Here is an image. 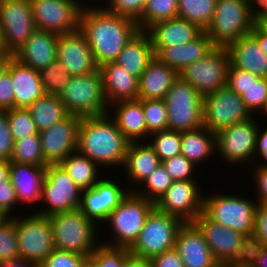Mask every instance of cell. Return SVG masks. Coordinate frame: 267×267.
Wrapping results in <instances>:
<instances>
[{"instance_id": "obj_1", "label": "cell", "mask_w": 267, "mask_h": 267, "mask_svg": "<svg viewBox=\"0 0 267 267\" xmlns=\"http://www.w3.org/2000/svg\"><path fill=\"white\" fill-rule=\"evenodd\" d=\"M79 30L86 37L98 67L114 62L125 45L140 31L135 20L106 11L102 3L100 6L90 4L89 7L83 4Z\"/></svg>"}, {"instance_id": "obj_2", "label": "cell", "mask_w": 267, "mask_h": 267, "mask_svg": "<svg viewBox=\"0 0 267 267\" xmlns=\"http://www.w3.org/2000/svg\"><path fill=\"white\" fill-rule=\"evenodd\" d=\"M129 144L130 141L117 128L108 113L82 117L78 129L77 150L100 167H122Z\"/></svg>"}, {"instance_id": "obj_3", "label": "cell", "mask_w": 267, "mask_h": 267, "mask_svg": "<svg viewBox=\"0 0 267 267\" xmlns=\"http://www.w3.org/2000/svg\"><path fill=\"white\" fill-rule=\"evenodd\" d=\"M49 218L55 249L78 253L90 258L94 249L99 245L96 237L98 225L88 219L80 209L56 213Z\"/></svg>"}, {"instance_id": "obj_4", "label": "cell", "mask_w": 267, "mask_h": 267, "mask_svg": "<svg viewBox=\"0 0 267 267\" xmlns=\"http://www.w3.org/2000/svg\"><path fill=\"white\" fill-rule=\"evenodd\" d=\"M155 207V203L138 195L135 191H129L120 204L109 214L103 223L111 226L113 231L112 241H103L105 245L112 247L130 248L137 240L143 229L147 215Z\"/></svg>"}, {"instance_id": "obj_5", "label": "cell", "mask_w": 267, "mask_h": 267, "mask_svg": "<svg viewBox=\"0 0 267 267\" xmlns=\"http://www.w3.org/2000/svg\"><path fill=\"white\" fill-rule=\"evenodd\" d=\"M58 96L70 115L91 117L108 113L109 105L99 68L90 74L71 76Z\"/></svg>"}, {"instance_id": "obj_6", "label": "cell", "mask_w": 267, "mask_h": 267, "mask_svg": "<svg viewBox=\"0 0 267 267\" xmlns=\"http://www.w3.org/2000/svg\"><path fill=\"white\" fill-rule=\"evenodd\" d=\"M184 222L154 207L147 215L142 231L129 248L131 256L150 259L174 248L177 233Z\"/></svg>"}, {"instance_id": "obj_7", "label": "cell", "mask_w": 267, "mask_h": 267, "mask_svg": "<svg viewBox=\"0 0 267 267\" xmlns=\"http://www.w3.org/2000/svg\"><path fill=\"white\" fill-rule=\"evenodd\" d=\"M254 26L248 0H217L213 20L205 32L214 46L227 47L250 34Z\"/></svg>"}, {"instance_id": "obj_8", "label": "cell", "mask_w": 267, "mask_h": 267, "mask_svg": "<svg viewBox=\"0 0 267 267\" xmlns=\"http://www.w3.org/2000/svg\"><path fill=\"white\" fill-rule=\"evenodd\" d=\"M212 194V195H211ZM204 196L203 212L213 221L241 234L254 232L258 203L246 196L213 194Z\"/></svg>"}, {"instance_id": "obj_9", "label": "cell", "mask_w": 267, "mask_h": 267, "mask_svg": "<svg viewBox=\"0 0 267 267\" xmlns=\"http://www.w3.org/2000/svg\"><path fill=\"white\" fill-rule=\"evenodd\" d=\"M18 215L11 219L15 222L20 258L38 267L55 249L50 218L34 211L26 217Z\"/></svg>"}, {"instance_id": "obj_10", "label": "cell", "mask_w": 267, "mask_h": 267, "mask_svg": "<svg viewBox=\"0 0 267 267\" xmlns=\"http://www.w3.org/2000/svg\"><path fill=\"white\" fill-rule=\"evenodd\" d=\"M168 130L186 132L203 125V96L180 77L167 92Z\"/></svg>"}, {"instance_id": "obj_11", "label": "cell", "mask_w": 267, "mask_h": 267, "mask_svg": "<svg viewBox=\"0 0 267 267\" xmlns=\"http://www.w3.org/2000/svg\"><path fill=\"white\" fill-rule=\"evenodd\" d=\"M81 194L82 190L60 164H49L46 166L41 198V207L46 208L35 213L49 217L56 213L78 210Z\"/></svg>"}, {"instance_id": "obj_12", "label": "cell", "mask_w": 267, "mask_h": 267, "mask_svg": "<svg viewBox=\"0 0 267 267\" xmlns=\"http://www.w3.org/2000/svg\"><path fill=\"white\" fill-rule=\"evenodd\" d=\"M229 66L227 48L215 46L202 59L187 65L179 77L204 96L227 86Z\"/></svg>"}, {"instance_id": "obj_13", "label": "cell", "mask_w": 267, "mask_h": 267, "mask_svg": "<svg viewBox=\"0 0 267 267\" xmlns=\"http://www.w3.org/2000/svg\"><path fill=\"white\" fill-rule=\"evenodd\" d=\"M256 120L257 118L253 116L249 120L230 125L216 133L217 155L227 164L243 166L245 163L247 166L248 163L250 167L254 161L256 134L260 127V124L258 125L260 122Z\"/></svg>"}, {"instance_id": "obj_14", "label": "cell", "mask_w": 267, "mask_h": 267, "mask_svg": "<svg viewBox=\"0 0 267 267\" xmlns=\"http://www.w3.org/2000/svg\"><path fill=\"white\" fill-rule=\"evenodd\" d=\"M36 29L30 0H0L1 49L14 54Z\"/></svg>"}, {"instance_id": "obj_15", "label": "cell", "mask_w": 267, "mask_h": 267, "mask_svg": "<svg viewBox=\"0 0 267 267\" xmlns=\"http://www.w3.org/2000/svg\"><path fill=\"white\" fill-rule=\"evenodd\" d=\"M203 112V125L214 133L253 117L241 96L227 86L203 96Z\"/></svg>"}, {"instance_id": "obj_16", "label": "cell", "mask_w": 267, "mask_h": 267, "mask_svg": "<svg viewBox=\"0 0 267 267\" xmlns=\"http://www.w3.org/2000/svg\"><path fill=\"white\" fill-rule=\"evenodd\" d=\"M33 19L38 30L66 34L79 29V0H30Z\"/></svg>"}, {"instance_id": "obj_17", "label": "cell", "mask_w": 267, "mask_h": 267, "mask_svg": "<svg viewBox=\"0 0 267 267\" xmlns=\"http://www.w3.org/2000/svg\"><path fill=\"white\" fill-rule=\"evenodd\" d=\"M197 180L174 181L157 200L155 207L164 213L193 222L203 212L204 195Z\"/></svg>"}, {"instance_id": "obj_18", "label": "cell", "mask_w": 267, "mask_h": 267, "mask_svg": "<svg viewBox=\"0 0 267 267\" xmlns=\"http://www.w3.org/2000/svg\"><path fill=\"white\" fill-rule=\"evenodd\" d=\"M100 176V180L92 188L82 191L79 208L98 226L107 220L109 214L130 191L129 187H125L124 184L122 186L120 181L114 180L115 178L110 179V176L102 178L101 173Z\"/></svg>"}, {"instance_id": "obj_19", "label": "cell", "mask_w": 267, "mask_h": 267, "mask_svg": "<svg viewBox=\"0 0 267 267\" xmlns=\"http://www.w3.org/2000/svg\"><path fill=\"white\" fill-rule=\"evenodd\" d=\"M82 117L69 115L52 127L39 132L45 162L60 164L66 156L77 150L78 129Z\"/></svg>"}, {"instance_id": "obj_20", "label": "cell", "mask_w": 267, "mask_h": 267, "mask_svg": "<svg viewBox=\"0 0 267 267\" xmlns=\"http://www.w3.org/2000/svg\"><path fill=\"white\" fill-rule=\"evenodd\" d=\"M57 59L66 67L70 76L90 74L99 68L86 37L79 29L58 35Z\"/></svg>"}, {"instance_id": "obj_21", "label": "cell", "mask_w": 267, "mask_h": 267, "mask_svg": "<svg viewBox=\"0 0 267 267\" xmlns=\"http://www.w3.org/2000/svg\"><path fill=\"white\" fill-rule=\"evenodd\" d=\"M193 223L202 232L219 264L228 263L241 246L243 234L211 220L204 212L200 213Z\"/></svg>"}, {"instance_id": "obj_22", "label": "cell", "mask_w": 267, "mask_h": 267, "mask_svg": "<svg viewBox=\"0 0 267 267\" xmlns=\"http://www.w3.org/2000/svg\"><path fill=\"white\" fill-rule=\"evenodd\" d=\"M184 267H216L213 256L202 232L193 222H185L179 229L174 245Z\"/></svg>"}, {"instance_id": "obj_23", "label": "cell", "mask_w": 267, "mask_h": 267, "mask_svg": "<svg viewBox=\"0 0 267 267\" xmlns=\"http://www.w3.org/2000/svg\"><path fill=\"white\" fill-rule=\"evenodd\" d=\"M57 39L56 33L36 29L14 58L38 71L46 68L57 58Z\"/></svg>"}, {"instance_id": "obj_24", "label": "cell", "mask_w": 267, "mask_h": 267, "mask_svg": "<svg viewBox=\"0 0 267 267\" xmlns=\"http://www.w3.org/2000/svg\"><path fill=\"white\" fill-rule=\"evenodd\" d=\"M215 46L203 31L196 39L180 46L153 47L155 57L180 73L187 65L207 55Z\"/></svg>"}, {"instance_id": "obj_25", "label": "cell", "mask_w": 267, "mask_h": 267, "mask_svg": "<svg viewBox=\"0 0 267 267\" xmlns=\"http://www.w3.org/2000/svg\"><path fill=\"white\" fill-rule=\"evenodd\" d=\"M145 32L150 37L152 47H172L193 41L203 30L196 24L176 17L156 22L149 26Z\"/></svg>"}, {"instance_id": "obj_26", "label": "cell", "mask_w": 267, "mask_h": 267, "mask_svg": "<svg viewBox=\"0 0 267 267\" xmlns=\"http://www.w3.org/2000/svg\"><path fill=\"white\" fill-rule=\"evenodd\" d=\"M112 112L114 113L112 114ZM108 114L130 142L147 141V126L142 99L115 102L109 105Z\"/></svg>"}, {"instance_id": "obj_27", "label": "cell", "mask_w": 267, "mask_h": 267, "mask_svg": "<svg viewBox=\"0 0 267 267\" xmlns=\"http://www.w3.org/2000/svg\"><path fill=\"white\" fill-rule=\"evenodd\" d=\"M7 69L11 72L14 88V108H28L45 95L39 71L12 58Z\"/></svg>"}, {"instance_id": "obj_28", "label": "cell", "mask_w": 267, "mask_h": 267, "mask_svg": "<svg viewBox=\"0 0 267 267\" xmlns=\"http://www.w3.org/2000/svg\"><path fill=\"white\" fill-rule=\"evenodd\" d=\"M46 167L20 164L10 161V181L16 190L19 204L40 203ZM21 202V203H19Z\"/></svg>"}, {"instance_id": "obj_29", "label": "cell", "mask_w": 267, "mask_h": 267, "mask_svg": "<svg viewBox=\"0 0 267 267\" xmlns=\"http://www.w3.org/2000/svg\"><path fill=\"white\" fill-rule=\"evenodd\" d=\"M103 91L108 105L118 101L138 99L139 80L114 62L99 67Z\"/></svg>"}, {"instance_id": "obj_30", "label": "cell", "mask_w": 267, "mask_h": 267, "mask_svg": "<svg viewBox=\"0 0 267 267\" xmlns=\"http://www.w3.org/2000/svg\"><path fill=\"white\" fill-rule=\"evenodd\" d=\"M226 48L233 66L267 78V54L251 34L231 42Z\"/></svg>"}, {"instance_id": "obj_31", "label": "cell", "mask_w": 267, "mask_h": 267, "mask_svg": "<svg viewBox=\"0 0 267 267\" xmlns=\"http://www.w3.org/2000/svg\"><path fill=\"white\" fill-rule=\"evenodd\" d=\"M161 163L158 155L155 153L154 148L145 141L130 142L125 161L122 167H124L127 180L136 185V188L132 186L129 189L133 191L151 174V172ZM133 187V188H132Z\"/></svg>"}, {"instance_id": "obj_32", "label": "cell", "mask_w": 267, "mask_h": 267, "mask_svg": "<svg viewBox=\"0 0 267 267\" xmlns=\"http://www.w3.org/2000/svg\"><path fill=\"white\" fill-rule=\"evenodd\" d=\"M179 78V73L161 63L156 57L142 73L138 85V99H162Z\"/></svg>"}, {"instance_id": "obj_33", "label": "cell", "mask_w": 267, "mask_h": 267, "mask_svg": "<svg viewBox=\"0 0 267 267\" xmlns=\"http://www.w3.org/2000/svg\"><path fill=\"white\" fill-rule=\"evenodd\" d=\"M155 58L149 35L139 31L117 56L114 63L138 80L148 64Z\"/></svg>"}, {"instance_id": "obj_34", "label": "cell", "mask_w": 267, "mask_h": 267, "mask_svg": "<svg viewBox=\"0 0 267 267\" xmlns=\"http://www.w3.org/2000/svg\"><path fill=\"white\" fill-rule=\"evenodd\" d=\"M181 154L200 168V164L217 154L216 133L205 126L181 132Z\"/></svg>"}, {"instance_id": "obj_35", "label": "cell", "mask_w": 267, "mask_h": 267, "mask_svg": "<svg viewBox=\"0 0 267 267\" xmlns=\"http://www.w3.org/2000/svg\"><path fill=\"white\" fill-rule=\"evenodd\" d=\"M60 165L82 191L92 188L100 180L98 174L102 167L78 150L66 156Z\"/></svg>"}, {"instance_id": "obj_36", "label": "cell", "mask_w": 267, "mask_h": 267, "mask_svg": "<svg viewBox=\"0 0 267 267\" xmlns=\"http://www.w3.org/2000/svg\"><path fill=\"white\" fill-rule=\"evenodd\" d=\"M30 110L38 132L52 127L70 114L58 95H44L31 104Z\"/></svg>"}, {"instance_id": "obj_37", "label": "cell", "mask_w": 267, "mask_h": 267, "mask_svg": "<svg viewBox=\"0 0 267 267\" xmlns=\"http://www.w3.org/2000/svg\"><path fill=\"white\" fill-rule=\"evenodd\" d=\"M216 4L217 0H178L177 17L206 31L213 20Z\"/></svg>"}, {"instance_id": "obj_38", "label": "cell", "mask_w": 267, "mask_h": 267, "mask_svg": "<svg viewBox=\"0 0 267 267\" xmlns=\"http://www.w3.org/2000/svg\"><path fill=\"white\" fill-rule=\"evenodd\" d=\"M10 161L20 164L46 167L48 164L45 162L42 154L39 132L15 140Z\"/></svg>"}, {"instance_id": "obj_39", "label": "cell", "mask_w": 267, "mask_h": 267, "mask_svg": "<svg viewBox=\"0 0 267 267\" xmlns=\"http://www.w3.org/2000/svg\"><path fill=\"white\" fill-rule=\"evenodd\" d=\"M177 16L178 0H147L137 24L140 31H145L156 22L176 18Z\"/></svg>"}, {"instance_id": "obj_40", "label": "cell", "mask_w": 267, "mask_h": 267, "mask_svg": "<svg viewBox=\"0 0 267 267\" xmlns=\"http://www.w3.org/2000/svg\"><path fill=\"white\" fill-rule=\"evenodd\" d=\"M174 180L166 171L162 163H160L151 174L139 185L144 188L135 189L134 191L154 203L166 192ZM145 189V190H144Z\"/></svg>"}, {"instance_id": "obj_41", "label": "cell", "mask_w": 267, "mask_h": 267, "mask_svg": "<svg viewBox=\"0 0 267 267\" xmlns=\"http://www.w3.org/2000/svg\"><path fill=\"white\" fill-rule=\"evenodd\" d=\"M149 137L148 143L161 162L181 154V132L167 129L152 133Z\"/></svg>"}, {"instance_id": "obj_42", "label": "cell", "mask_w": 267, "mask_h": 267, "mask_svg": "<svg viewBox=\"0 0 267 267\" xmlns=\"http://www.w3.org/2000/svg\"><path fill=\"white\" fill-rule=\"evenodd\" d=\"M39 75L46 95H60L71 78L57 58L46 68L40 69Z\"/></svg>"}, {"instance_id": "obj_43", "label": "cell", "mask_w": 267, "mask_h": 267, "mask_svg": "<svg viewBox=\"0 0 267 267\" xmlns=\"http://www.w3.org/2000/svg\"><path fill=\"white\" fill-rule=\"evenodd\" d=\"M264 247V243L257 238L254 232L245 233L242 235L241 246L227 264L252 267L258 260Z\"/></svg>"}, {"instance_id": "obj_44", "label": "cell", "mask_w": 267, "mask_h": 267, "mask_svg": "<svg viewBox=\"0 0 267 267\" xmlns=\"http://www.w3.org/2000/svg\"><path fill=\"white\" fill-rule=\"evenodd\" d=\"M142 106L147 126V137L152 133L168 129V112L164 100L144 99Z\"/></svg>"}, {"instance_id": "obj_45", "label": "cell", "mask_w": 267, "mask_h": 267, "mask_svg": "<svg viewBox=\"0 0 267 267\" xmlns=\"http://www.w3.org/2000/svg\"><path fill=\"white\" fill-rule=\"evenodd\" d=\"M7 116L14 141L38 133L32 114L28 108L7 110Z\"/></svg>"}, {"instance_id": "obj_46", "label": "cell", "mask_w": 267, "mask_h": 267, "mask_svg": "<svg viewBox=\"0 0 267 267\" xmlns=\"http://www.w3.org/2000/svg\"><path fill=\"white\" fill-rule=\"evenodd\" d=\"M130 256L129 248L112 247L102 242L94 249L90 258L98 267H123Z\"/></svg>"}, {"instance_id": "obj_47", "label": "cell", "mask_w": 267, "mask_h": 267, "mask_svg": "<svg viewBox=\"0 0 267 267\" xmlns=\"http://www.w3.org/2000/svg\"><path fill=\"white\" fill-rule=\"evenodd\" d=\"M241 98L252 116H256L254 115L256 112L260 114L267 103V78L260 77Z\"/></svg>"}, {"instance_id": "obj_48", "label": "cell", "mask_w": 267, "mask_h": 267, "mask_svg": "<svg viewBox=\"0 0 267 267\" xmlns=\"http://www.w3.org/2000/svg\"><path fill=\"white\" fill-rule=\"evenodd\" d=\"M20 258L15 222L11 219L0 227V261Z\"/></svg>"}, {"instance_id": "obj_49", "label": "cell", "mask_w": 267, "mask_h": 267, "mask_svg": "<svg viewBox=\"0 0 267 267\" xmlns=\"http://www.w3.org/2000/svg\"><path fill=\"white\" fill-rule=\"evenodd\" d=\"M161 163L174 181L198 180V178L195 179L194 176V173L197 170L196 165L182 154L176 155L175 157L167 159Z\"/></svg>"}, {"instance_id": "obj_50", "label": "cell", "mask_w": 267, "mask_h": 267, "mask_svg": "<svg viewBox=\"0 0 267 267\" xmlns=\"http://www.w3.org/2000/svg\"><path fill=\"white\" fill-rule=\"evenodd\" d=\"M106 11L135 20L140 19L147 0H105ZM108 3V4H107Z\"/></svg>"}, {"instance_id": "obj_51", "label": "cell", "mask_w": 267, "mask_h": 267, "mask_svg": "<svg viewBox=\"0 0 267 267\" xmlns=\"http://www.w3.org/2000/svg\"><path fill=\"white\" fill-rule=\"evenodd\" d=\"M260 76L247 70L236 68L230 63L228 69L227 87L242 96L253 84L259 80Z\"/></svg>"}, {"instance_id": "obj_52", "label": "cell", "mask_w": 267, "mask_h": 267, "mask_svg": "<svg viewBox=\"0 0 267 267\" xmlns=\"http://www.w3.org/2000/svg\"><path fill=\"white\" fill-rule=\"evenodd\" d=\"M87 258L78 253L54 249L38 267H82Z\"/></svg>"}, {"instance_id": "obj_53", "label": "cell", "mask_w": 267, "mask_h": 267, "mask_svg": "<svg viewBox=\"0 0 267 267\" xmlns=\"http://www.w3.org/2000/svg\"><path fill=\"white\" fill-rule=\"evenodd\" d=\"M14 142L8 123L7 111H0V160L10 161Z\"/></svg>"}, {"instance_id": "obj_54", "label": "cell", "mask_w": 267, "mask_h": 267, "mask_svg": "<svg viewBox=\"0 0 267 267\" xmlns=\"http://www.w3.org/2000/svg\"><path fill=\"white\" fill-rule=\"evenodd\" d=\"M14 108V88L11 72L7 69L0 76V111Z\"/></svg>"}, {"instance_id": "obj_55", "label": "cell", "mask_w": 267, "mask_h": 267, "mask_svg": "<svg viewBox=\"0 0 267 267\" xmlns=\"http://www.w3.org/2000/svg\"><path fill=\"white\" fill-rule=\"evenodd\" d=\"M17 204L16 190L9 178L7 181L1 182L0 184V208L11 214V216H15V213H13L12 210Z\"/></svg>"}, {"instance_id": "obj_56", "label": "cell", "mask_w": 267, "mask_h": 267, "mask_svg": "<svg viewBox=\"0 0 267 267\" xmlns=\"http://www.w3.org/2000/svg\"><path fill=\"white\" fill-rule=\"evenodd\" d=\"M149 262L152 267H184L183 261L175 248L150 258Z\"/></svg>"}, {"instance_id": "obj_57", "label": "cell", "mask_w": 267, "mask_h": 267, "mask_svg": "<svg viewBox=\"0 0 267 267\" xmlns=\"http://www.w3.org/2000/svg\"><path fill=\"white\" fill-rule=\"evenodd\" d=\"M255 170L253 173V179L255 182V187L258 195L256 202L258 204H267V168L266 167H253Z\"/></svg>"}, {"instance_id": "obj_58", "label": "cell", "mask_w": 267, "mask_h": 267, "mask_svg": "<svg viewBox=\"0 0 267 267\" xmlns=\"http://www.w3.org/2000/svg\"><path fill=\"white\" fill-rule=\"evenodd\" d=\"M260 129L261 128L258 127L257 134H256V149H255L254 162L256 163V162H259L260 160L261 161L256 164L253 162L254 164L253 167H266L267 168V126L265 127L264 130L262 129L260 130Z\"/></svg>"}, {"instance_id": "obj_59", "label": "cell", "mask_w": 267, "mask_h": 267, "mask_svg": "<svg viewBox=\"0 0 267 267\" xmlns=\"http://www.w3.org/2000/svg\"><path fill=\"white\" fill-rule=\"evenodd\" d=\"M254 233L267 246V204H258L257 206Z\"/></svg>"}, {"instance_id": "obj_60", "label": "cell", "mask_w": 267, "mask_h": 267, "mask_svg": "<svg viewBox=\"0 0 267 267\" xmlns=\"http://www.w3.org/2000/svg\"><path fill=\"white\" fill-rule=\"evenodd\" d=\"M249 12L255 26L267 20V0H248Z\"/></svg>"}, {"instance_id": "obj_61", "label": "cell", "mask_w": 267, "mask_h": 267, "mask_svg": "<svg viewBox=\"0 0 267 267\" xmlns=\"http://www.w3.org/2000/svg\"><path fill=\"white\" fill-rule=\"evenodd\" d=\"M250 34L257 40L259 46L267 54V33L259 26H254Z\"/></svg>"}, {"instance_id": "obj_62", "label": "cell", "mask_w": 267, "mask_h": 267, "mask_svg": "<svg viewBox=\"0 0 267 267\" xmlns=\"http://www.w3.org/2000/svg\"><path fill=\"white\" fill-rule=\"evenodd\" d=\"M0 267H36L33 263L23 258L0 261Z\"/></svg>"}, {"instance_id": "obj_63", "label": "cell", "mask_w": 267, "mask_h": 267, "mask_svg": "<svg viewBox=\"0 0 267 267\" xmlns=\"http://www.w3.org/2000/svg\"><path fill=\"white\" fill-rule=\"evenodd\" d=\"M13 57V53L0 48V76L7 70L8 64Z\"/></svg>"}, {"instance_id": "obj_64", "label": "cell", "mask_w": 267, "mask_h": 267, "mask_svg": "<svg viewBox=\"0 0 267 267\" xmlns=\"http://www.w3.org/2000/svg\"><path fill=\"white\" fill-rule=\"evenodd\" d=\"M123 267H152L148 259H140L130 256L124 263Z\"/></svg>"}, {"instance_id": "obj_65", "label": "cell", "mask_w": 267, "mask_h": 267, "mask_svg": "<svg viewBox=\"0 0 267 267\" xmlns=\"http://www.w3.org/2000/svg\"><path fill=\"white\" fill-rule=\"evenodd\" d=\"M10 177V161L0 160V184Z\"/></svg>"}, {"instance_id": "obj_66", "label": "cell", "mask_w": 267, "mask_h": 267, "mask_svg": "<svg viewBox=\"0 0 267 267\" xmlns=\"http://www.w3.org/2000/svg\"><path fill=\"white\" fill-rule=\"evenodd\" d=\"M252 267H267V246L264 247L258 260Z\"/></svg>"}, {"instance_id": "obj_67", "label": "cell", "mask_w": 267, "mask_h": 267, "mask_svg": "<svg viewBox=\"0 0 267 267\" xmlns=\"http://www.w3.org/2000/svg\"><path fill=\"white\" fill-rule=\"evenodd\" d=\"M11 218L12 216L9 213H7L4 209L0 208V227L10 221Z\"/></svg>"}, {"instance_id": "obj_68", "label": "cell", "mask_w": 267, "mask_h": 267, "mask_svg": "<svg viewBox=\"0 0 267 267\" xmlns=\"http://www.w3.org/2000/svg\"><path fill=\"white\" fill-rule=\"evenodd\" d=\"M82 267H98L91 258H87L82 264Z\"/></svg>"}, {"instance_id": "obj_69", "label": "cell", "mask_w": 267, "mask_h": 267, "mask_svg": "<svg viewBox=\"0 0 267 267\" xmlns=\"http://www.w3.org/2000/svg\"><path fill=\"white\" fill-rule=\"evenodd\" d=\"M259 27L265 32L267 33V20H265L264 22H262Z\"/></svg>"}, {"instance_id": "obj_70", "label": "cell", "mask_w": 267, "mask_h": 267, "mask_svg": "<svg viewBox=\"0 0 267 267\" xmlns=\"http://www.w3.org/2000/svg\"><path fill=\"white\" fill-rule=\"evenodd\" d=\"M262 113L264 114L263 117H267V103H266V106L265 108L263 109Z\"/></svg>"}, {"instance_id": "obj_71", "label": "cell", "mask_w": 267, "mask_h": 267, "mask_svg": "<svg viewBox=\"0 0 267 267\" xmlns=\"http://www.w3.org/2000/svg\"><path fill=\"white\" fill-rule=\"evenodd\" d=\"M216 267H228V264L225 263V264H218Z\"/></svg>"}, {"instance_id": "obj_72", "label": "cell", "mask_w": 267, "mask_h": 267, "mask_svg": "<svg viewBox=\"0 0 267 267\" xmlns=\"http://www.w3.org/2000/svg\"><path fill=\"white\" fill-rule=\"evenodd\" d=\"M228 267H242V266H237V265H229V264H228Z\"/></svg>"}, {"instance_id": "obj_73", "label": "cell", "mask_w": 267, "mask_h": 267, "mask_svg": "<svg viewBox=\"0 0 267 267\" xmlns=\"http://www.w3.org/2000/svg\"><path fill=\"white\" fill-rule=\"evenodd\" d=\"M0 48H1V32H0Z\"/></svg>"}]
</instances>
